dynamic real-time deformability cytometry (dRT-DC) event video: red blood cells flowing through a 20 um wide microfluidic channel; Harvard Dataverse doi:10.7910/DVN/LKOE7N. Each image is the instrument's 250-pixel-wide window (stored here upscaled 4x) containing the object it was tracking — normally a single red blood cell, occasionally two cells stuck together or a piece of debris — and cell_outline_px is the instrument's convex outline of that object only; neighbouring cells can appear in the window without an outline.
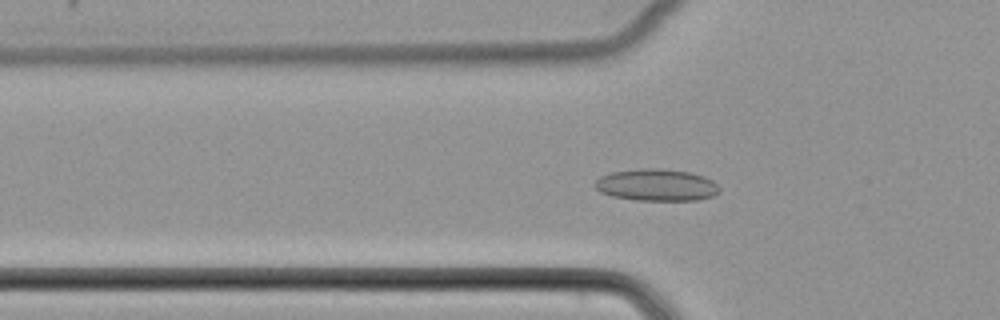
{"species": "common noctule bat (a hibernating species)", "species_latin": "Nyctalus noctula", "temperature_condition": "cold", "stored_images_in_passage": 46, "camera_frame_rate_fps": 3000, "um_per_image_px": 0.085, "animal": {"sex": "female", "body_mass_g": 22.7, "forearm_length_mm": 54.2}, "frame": {"image": 1, "passage_image": 12, "time_ms": 3.667, "image_size_px": [1000, 320], "cell_outline_px": [[720, 192], [712, 196], [696, 200], [636, 200], [612, 196], [600, 192], [592, 184], [600, 176], [612, 172], [640, 168], [660, 168], [692, 172], [704, 176], [712, 180], [720, 188]], "centroid_in_image_um": [55.8, 15.71], "position_along_channel_um": 70.0, "area_um2": 23.35}}
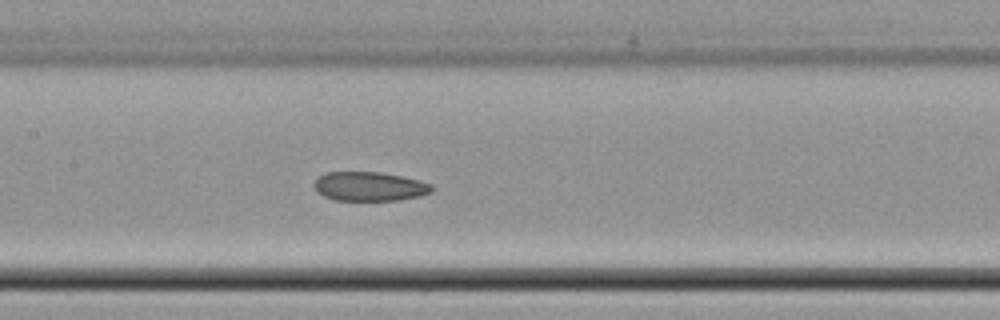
{"frame": {"image": 2, "passage_image": 20, "time_ms": 6.333, "image_size_px": [1000, 320], "cell_outline_px": [[436, 188], [432, 192], [420, 196], [400, 200], [336, 200], [324, 196], [316, 192], [312, 184], [320, 176], [328, 172], [380, 172], [420, 180], [432, 184]], "centroid_in_image_um": [31.44, 15.85], "position_along_channel_um": 176.0, "area_um2": 20.11}}
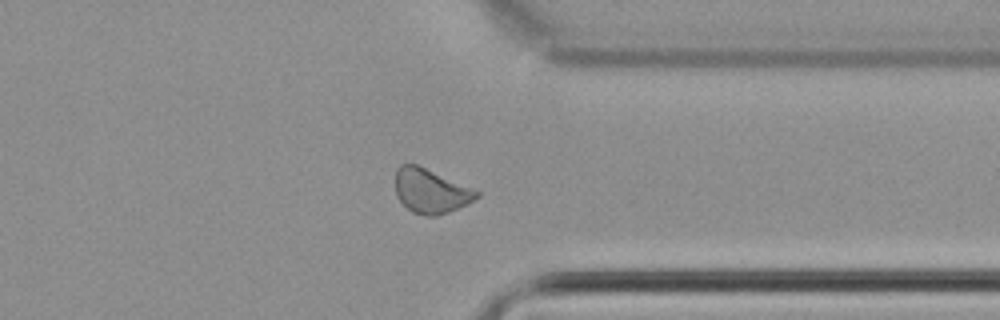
{"frame": {"image": 3, "passage_image": 35, "time_ms": 11.333, "image_size_px": [1000, 320], "cell_outline_px": [[480, 196], [468, 204], [448, 212], [436, 216], [424, 216], [412, 212], [396, 196], [396, 168], [400, 164], [416, 164], [472, 188], [480, 192]], "centroid_in_image_um": [36.61, 16.25], "position_along_channel_um": 374.8, "area_um2": 20.87}}